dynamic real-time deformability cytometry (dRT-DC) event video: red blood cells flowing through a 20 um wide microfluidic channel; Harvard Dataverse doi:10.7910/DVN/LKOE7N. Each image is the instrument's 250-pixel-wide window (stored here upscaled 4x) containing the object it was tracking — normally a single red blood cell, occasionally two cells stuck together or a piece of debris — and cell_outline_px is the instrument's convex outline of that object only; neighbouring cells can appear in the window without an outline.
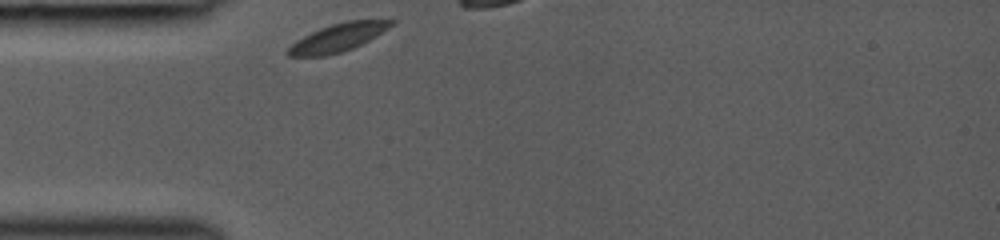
{"species": "common noctule bat (a hibernating species)", "species_latin": "Nyctalus noctula", "temperature_condition": "room temperature", "stored_images_in_passage": 8, "camera_frame_rate_fps": 3000, "um_per_image_px": 0.085, "animal": {"sex": "female", "body_mass_g": 19.0, "forearm_length_mm": 53.3}, "frame": {"image": 1, "passage_image": 1, "time_ms": 0.0, "image_size_px": [1000, 240], "cell_outline_px": [[396, 20], [388, 28], [376, 36], [352, 48], [340, 52], [324, 56], [288, 56], [284, 52], [296, 40], [320, 28], [344, 20]], "centroid_in_image_um": [28.68, 3.19], "position_along_channel_um": 56.3, "area_um2": 16.59}}
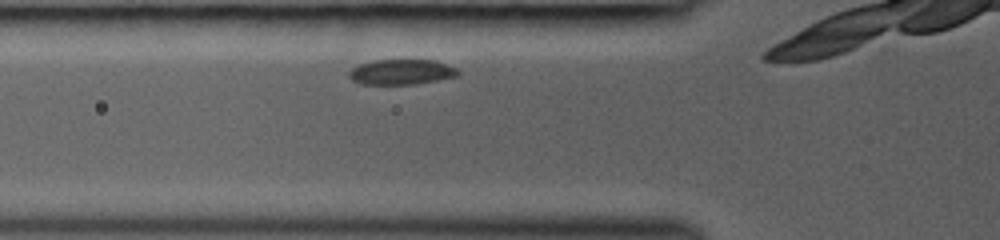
{"frame": {"image": 2, "passage_image": 4, "time_ms": 1.0, "image_size_px": [1000, 240], "cell_outline_px": [[460, 76], [416, 84], [360, 84], [352, 80], [348, 76], [348, 72], [352, 68], [360, 64], [376, 60], [436, 60], [456, 68], [460, 72]], "centroid_in_image_um": [34.14, 6.12], "position_along_channel_um": 91.7, "area_um2": 16.13}}
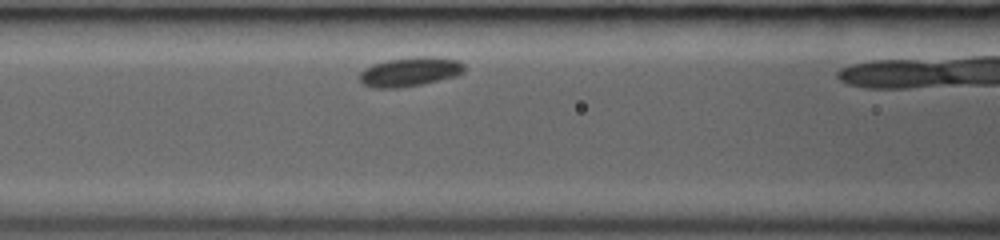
{"frame": {"image": 3, "passage_image": 7, "time_ms": 2.0, "image_size_px": [1000, 240], "cell_outline_px": [[464, 72], [456, 76], [420, 84], [400, 88], [376, 88], [364, 84], [360, 80], [360, 72], [372, 64], [388, 60], [416, 56], [432, 56], [460, 60], [464, 64]], "centroid_in_image_um": [34.87, 6.09], "position_along_channel_um": 131.7, "area_um2": 17.8}}